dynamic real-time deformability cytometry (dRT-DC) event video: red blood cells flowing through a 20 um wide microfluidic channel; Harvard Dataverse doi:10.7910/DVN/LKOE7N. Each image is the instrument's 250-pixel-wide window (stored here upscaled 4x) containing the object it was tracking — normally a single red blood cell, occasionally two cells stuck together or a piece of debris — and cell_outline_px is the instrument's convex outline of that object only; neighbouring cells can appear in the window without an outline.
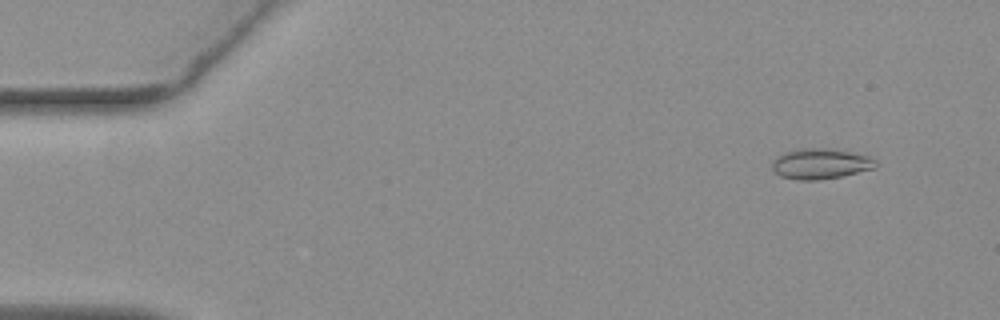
{"species": "common noctule bat (a hibernating species)", "species_latin": "Nyctalus noctula", "temperature_condition": "warm", "stored_images_in_passage": 55, "camera_frame_rate_fps": 3000, "um_per_image_px": 0.085, "animal": {"sex": "female", "body_mass_g": 19.3, "forearm_length_mm": 54.1}, "frame": {"image": 1, "passage_image": 5, "time_ms": 1.333, "image_size_px": [1000, 320], "cell_outline_px": [[876, 168], [840, 176], [820, 180], [800, 180], [780, 176], [772, 168], [772, 160], [784, 152], [804, 148], [820, 148], [848, 152], [868, 156], [876, 160]], "centroid_in_image_um": [69.72, 13.93], "position_along_channel_um": 15.3, "area_um2": 18.09}}
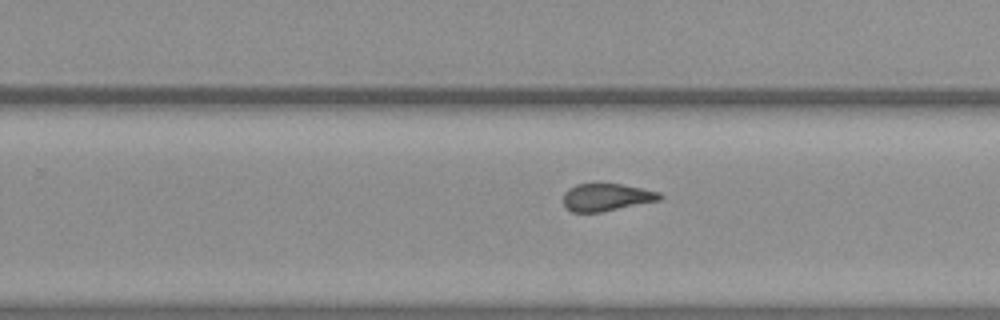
{"frame": {"image": 2, "passage_image": 35, "time_ms": 11.333, "image_size_px": [1000, 320], "cell_outline_px": [[664, 196], [660, 200], [600, 212], [572, 212], [564, 204], [564, 192], [568, 188], [576, 184], [620, 184], [660, 192]], "centroid_in_image_um": [51.55, 16.76], "position_along_channel_um": 278.2, "area_um2": 15.26}}
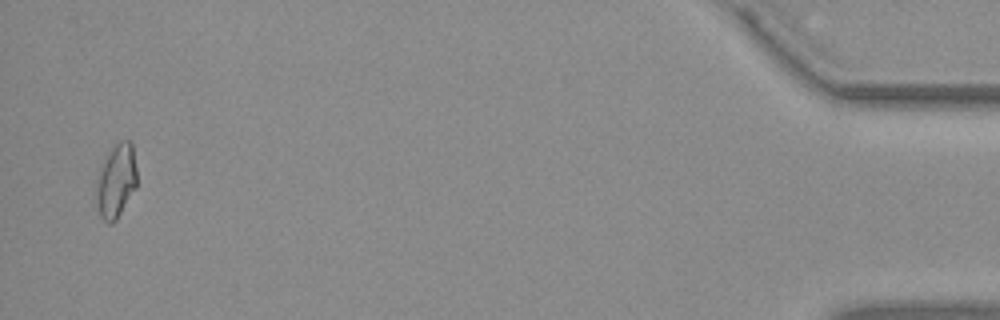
{"frame": {"image": 3, "passage_image": 54, "time_ms": 17.667, "image_size_px": [1000, 320], "cell_outline_px": [[136, 188], [116, 220], [112, 224], [108, 224], [100, 216], [96, 204], [96, 172], [104, 156], [120, 140], [132, 140], [136, 168]], "centroid_in_image_um": [9.84, 15.36], "position_along_channel_um": 425.4, "area_um2": 17.98}, "authors_computed_cell_mechanics": {"area_um2": 16.473, "velocity_mm_per_s": 3.7551, "shape_relaxation_time_tau1_ms": null, "shape_relaxation_time_tau2_ms": 1.2949, "deformation_change_tau1": null, "deformation_change_tau2": 0.0805}}